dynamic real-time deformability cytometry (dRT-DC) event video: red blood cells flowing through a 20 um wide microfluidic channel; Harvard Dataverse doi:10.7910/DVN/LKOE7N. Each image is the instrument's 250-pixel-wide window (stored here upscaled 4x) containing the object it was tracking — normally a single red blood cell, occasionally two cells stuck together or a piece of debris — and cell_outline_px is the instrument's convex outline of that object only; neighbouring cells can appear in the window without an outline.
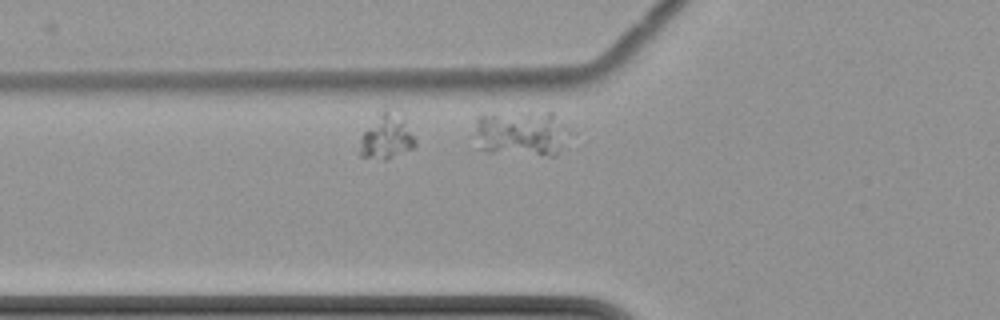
{"species": "common noctule bat (a hibernating species)", "species_latin": "Nyctalus noctula", "temperature_condition": "cold", "stored_images_in_passage": 2, "camera_frame_rate_fps": 3000, "um_per_image_px": 0.085, "animal": {"sex": "female", "body_mass_g": 22.7, "forearm_length_mm": 54.2}, "frame": {"image": 1, "passage_image": 2, "time_ms": 1.0, "image_size_px": [1000, 320], "cell_outline_px": [[568, 132], [556, 156], [548, 156], [488, 152], [480, 148], [476, 132], [476, 116], [480, 112], [552, 112]], "centroid_in_image_um": [44.23, 11.3], "position_along_channel_um": 81.6, "area_um2": 25.32}}